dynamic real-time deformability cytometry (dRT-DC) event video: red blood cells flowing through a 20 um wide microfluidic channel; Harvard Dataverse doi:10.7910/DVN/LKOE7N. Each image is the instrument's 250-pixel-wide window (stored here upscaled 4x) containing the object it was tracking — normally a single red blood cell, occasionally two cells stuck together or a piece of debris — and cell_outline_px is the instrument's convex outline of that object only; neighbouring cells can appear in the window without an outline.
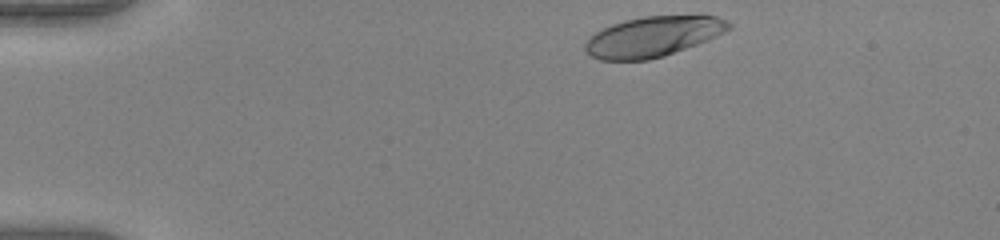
{"species": "human", "species_latin": "Homo sapiens", "temperature_condition": "warm", "stored_images_in_passage": 37, "camera_frame_rate_fps": 3000, "um_per_image_px": 0.085, "donor": {"sex": "female"}, "frame": {"image": 1, "passage_image": 1, "time_ms": 0.0, "image_size_px": [1000, 240], "cell_outline_px": [[732, 28], [708, 40], [664, 56], [648, 60], [600, 60], [592, 56], [584, 48], [584, 44], [596, 32], [612, 24], [624, 20], [644, 16], [716, 16], [728, 20], [732, 24]], "centroid_in_image_um": [55.53, 3.11], "position_along_channel_um": 29.5, "area_um2": 33.47}}
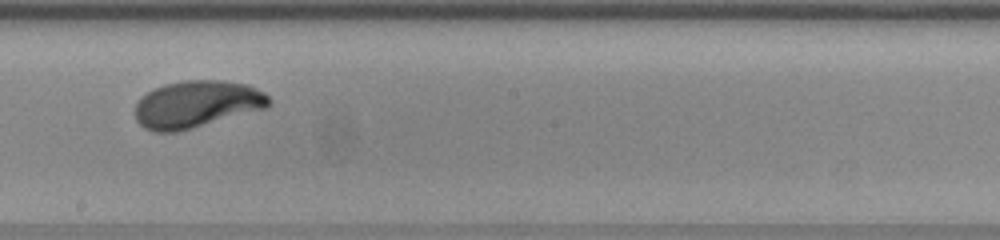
{"frame": {"image": 2, "passage_image": 22, "time_ms": 7.0, "image_size_px": [1000, 240], "cell_outline_px": [[272, 100], [264, 108], [192, 128], [176, 132], [152, 132], [144, 128], [136, 120], [136, 104], [140, 96], [164, 84], [184, 80], [220, 80], [248, 84], [264, 92]], "centroid_in_image_um": [16.69, 8.85], "position_along_channel_um": 231.5, "area_um2": 36.53}}
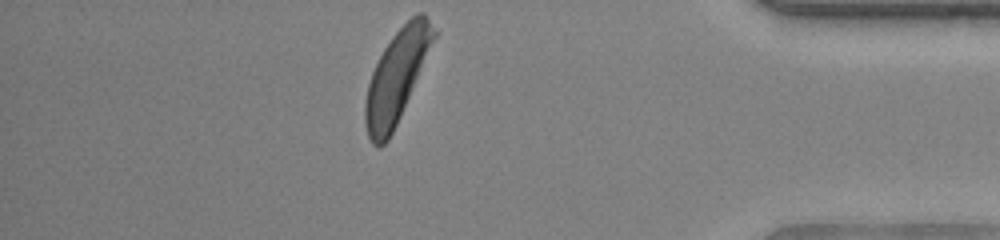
{"frame": {"image": 3, "passage_image": 37, "time_ms": 12.0, "image_size_px": [1000, 240], "cell_outline_px": [[440, 32], [400, 116], [388, 140], [380, 148], [376, 148], [372, 144], [368, 136], [364, 124], [364, 100], [368, 84], [372, 72], [384, 48], [392, 36], [412, 16], [420, 12], [424, 12]], "centroid_in_image_um": [33.75, 6.49], "position_along_channel_um": 401.5, "area_um2": 37.11}, "authors_computed_cell_mechanics": {"area_um2": 36.2984, "velocity_mm_per_s": 4.0189, "shape_relaxation_time_tau1_ms": 4.0565, "shape_relaxation_time_tau2_ms": null, "deformation_change_tau1": 0.2364, "deformation_change_tau2": null}}